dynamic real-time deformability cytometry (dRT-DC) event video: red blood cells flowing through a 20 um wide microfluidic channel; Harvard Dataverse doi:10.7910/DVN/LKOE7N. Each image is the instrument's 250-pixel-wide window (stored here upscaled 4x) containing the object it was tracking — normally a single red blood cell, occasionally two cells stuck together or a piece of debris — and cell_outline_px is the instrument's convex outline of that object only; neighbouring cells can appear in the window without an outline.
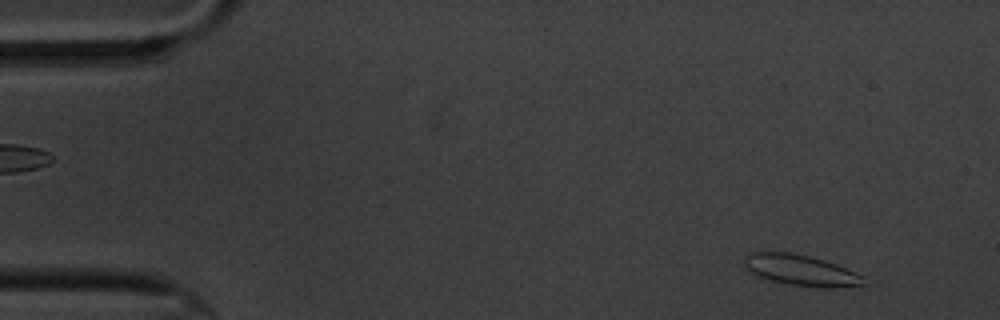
{"species": "common noctule bat (a hibernating species)", "species_latin": "Nyctalus noctula", "temperature_condition": "cold", "stored_images_in_passage": 12, "camera_frame_rate_fps": 3000, "um_per_image_px": 0.085, "animal": {"sex": "male", "body_mass_g": 20.1, "forearm_length_mm": 53.5}, "frame": {"image": 1, "passage_image": 1, "time_ms": 0.0, "image_size_px": [1000, 320], "cell_outline_px": [[868, 276], [864, 284], [832, 288], [820, 288], [788, 284], [756, 276], [748, 272], [744, 268], [744, 260], [748, 252], [792, 252], [824, 260], [836, 264]], "centroid_in_image_um": [68.08, 22.97], "position_along_channel_um": 16.9, "area_um2": 21.85}}
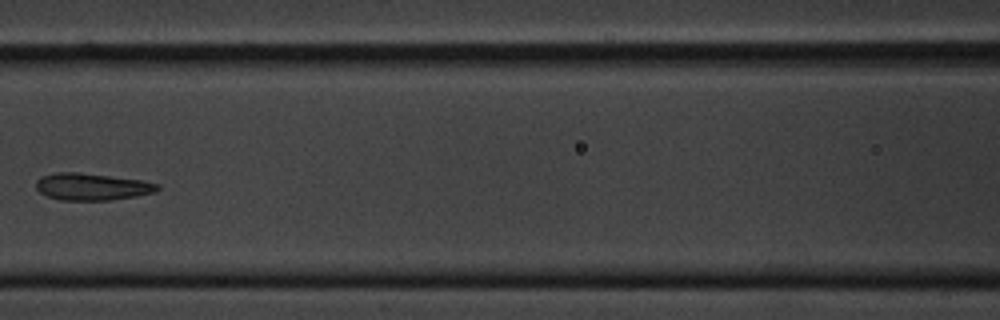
{"frame": {"image": 2, "passage_image": 6, "time_ms": 7.0, "image_size_px": [1000, 320], "cell_outline_px": [[160, 188], [156, 192], [136, 196], [112, 200], [60, 200], [48, 196], [40, 192], [36, 188], [36, 180], [40, 176], [56, 172], [80, 172], [140, 180], [160, 184]], "centroid_in_image_um": [7.81, 15.86], "position_along_channel_um": 158.8, "area_um2": 19.19}}
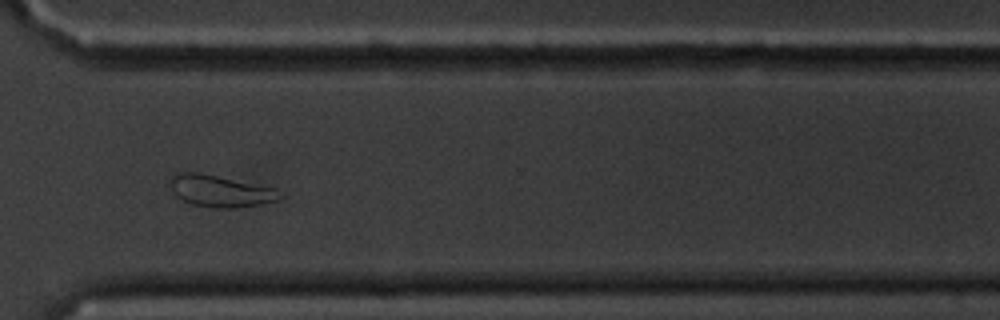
{"frame": {"image": 3, "passage_image": 11, "time_ms": 12.667, "image_size_px": [1000, 320], "cell_outline_px": [[284, 196], [280, 200], [260, 204], [236, 208], [216, 208], [192, 204], [176, 196], [172, 192], [168, 180], [168, 176], [172, 172], [200, 172], [276, 188]], "centroid_in_image_um": [18.69, 16.22], "position_along_channel_um": 351.9, "area_um2": 20.75}, "authors_computed_cell_mechanics": {"area_um2": 19.8543, "velocity_mm_per_s": 3.4213, "shape_relaxation_time_tau1_ms": null, "shape_relaxation_time_tau2_ms": 1.9406, "deformation_change_tau1": null, "deformation_change_tau2": 0.0835}}